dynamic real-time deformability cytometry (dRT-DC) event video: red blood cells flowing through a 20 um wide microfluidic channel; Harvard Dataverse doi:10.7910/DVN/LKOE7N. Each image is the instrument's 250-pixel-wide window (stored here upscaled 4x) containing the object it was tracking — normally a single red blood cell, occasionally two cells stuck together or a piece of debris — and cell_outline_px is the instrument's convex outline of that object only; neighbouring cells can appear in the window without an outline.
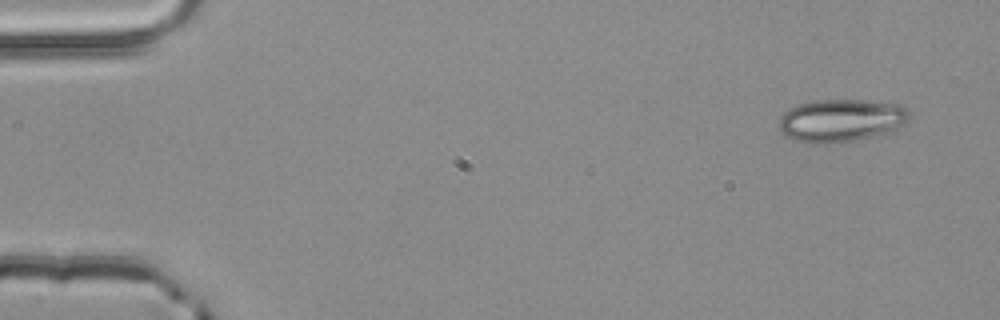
{"species": "common noctule bat (a hibernating species)", "species_latin": "Nyctalus noctula", "temperature_condition": "room temperature", "stored_images_in_passage": 4, "camera_frame_rate_fps": 3000, "um_per_image_px": 0.085, "animal": {"sex": "male", "body_mass_g": 20.4}, "frame": {"image": 1, "passage_image": 1, "time_ms": 0.0, "image_size_px": [1000, 320], "cell_outline_px": [[908, 120], [904, 124], [884, 136], [824, 144], [812, 144], [796, 140], [784, 136], [780, 132], [780, 116], [788, 108], [812, 100], [860, 100], [900, 104], [908, 112]], "centroid_in_image_um": [71.48, 10.25], "position_along_channel_um": 13.5, "area_um2": 32.83}}